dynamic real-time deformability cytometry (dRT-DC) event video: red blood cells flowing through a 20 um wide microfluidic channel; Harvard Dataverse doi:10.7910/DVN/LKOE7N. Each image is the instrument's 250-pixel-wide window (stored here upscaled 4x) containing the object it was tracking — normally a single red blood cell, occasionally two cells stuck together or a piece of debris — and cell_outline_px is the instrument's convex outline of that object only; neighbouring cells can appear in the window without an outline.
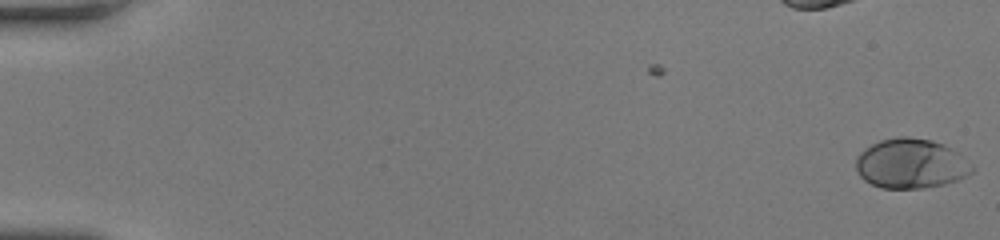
{"species": "human", "species_latin": "Homo sapiens", "temperature_condition": "room temperature", "stored_images_in_passage": 51, "camera_frame_rate_fps": 3000, "um_per_image_px": 0.085, "donor": {"sex": "female"}, "frame": {"image": 1, "passage_image": 1, "time_ms": 0.0, "image_size_px": [1000, 240], "cell_outline_px": [[972, 172], [968, 176], [944, 184], [924, 188], [880, 188], [864, 180], [860, 176], [856, 168], [856, 156], [864, 148], [880, 140], [896, 136], [908, 136], [932, 140], [944, 144], [956, 152], [972, 164]], "centroid_in_image_um": [77.4, 13.9], "position_along_channel_um": 7.6, "area_um2": 33.76}}
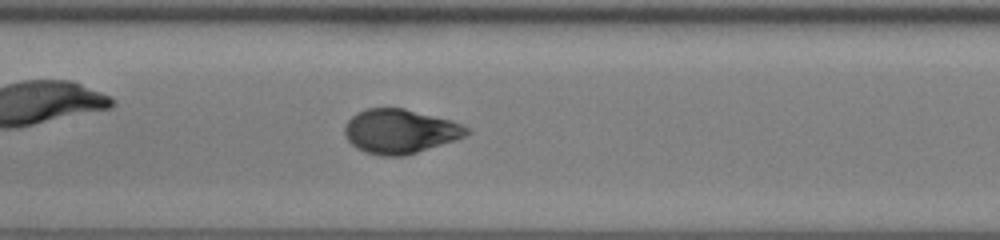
{"frame": {"image": 2, "passage_image": 26, "time_ms": 8.333, "image_size_px": [1000, 240], "cell_outline_px": [[472, 132], [456, 140], [404, 156], [380, 156], [364, 152], [356, 148], [344, 136], [344, 128], [348, 120], [356, 112], [368, 108], [404, 108], [452, 120], [472, 128]], "centroid_in_image_um": [34.02, 11.16], "position_along_channel_um": 173.4, "area_um2": 31.79}}
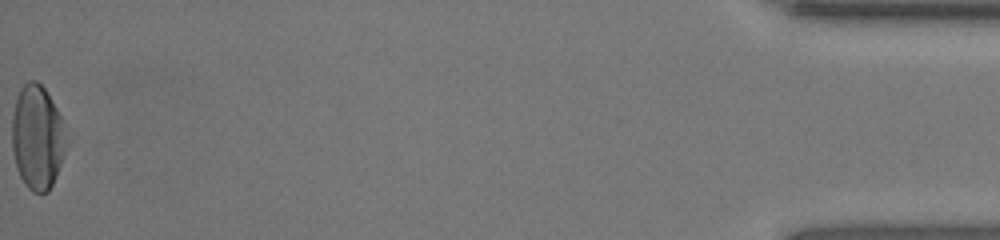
{"frame": {"image": 3, "passage_image": 51, "time_ms": 16.667, "image_size_px": [1000, 240], "cell_outline_px": [[64, 152], [60, 164], [52, 184], [48, 192], [32, 192], [24, 184], [16, 168], [12, 148], [12, 116], [16, 100], [20, 88], [28, 80], [36, 80], [44, 88], [56, 108], [60, 116]], "centroid_in_image_um": [3.1, 11.68], "position_along_channel_um": 432.1, "area_um2": 32.08}, "authors_computed_cell_mechanics": {"area_um2": 31.8478, "velocity_mm_per_s": 4.2042, "shape_relaxation_time_tau1_ms": 2.812, "shape_relaxation_time_tau2_ms": null, "deformation_change_tau1": 0.1665, "deformation_change_tau2": null}}